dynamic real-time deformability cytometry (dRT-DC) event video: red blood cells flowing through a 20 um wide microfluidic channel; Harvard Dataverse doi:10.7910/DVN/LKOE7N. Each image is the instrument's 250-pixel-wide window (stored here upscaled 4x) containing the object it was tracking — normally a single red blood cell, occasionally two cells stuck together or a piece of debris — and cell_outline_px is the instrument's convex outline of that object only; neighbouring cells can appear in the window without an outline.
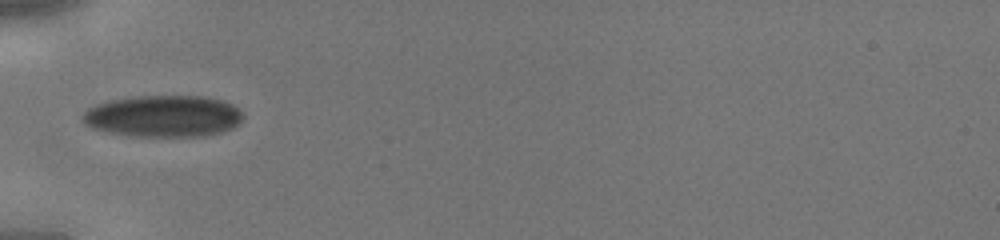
{"species": "human", "species_latin": "Homo sapiens", "temperature_condition": "cold", "stored_images_in_passage": 29, "camera_frame_rate_fps": 3000, "um_per_image_px": 0.085, "donor": {"sex": "male"}, "frame": {"image": 1, "passage_image": 1, "time_ms": 0.0, "image_size_px": [1000, 240], "cell_outline_px": [[244, 116], [232, 128], [220, 132], [204, 136], [128, 136], [108, 132], [92, 128], [84, 124], [80, 120], [80, 116], [88, 108], [96, 104], [112, 100], [132, 96], [204, 96], [224, 100], [232, 104]], "centroid_in_image_um": [13.83, 9.87], "position_along_channel_um": 71.2, "area_um2": 39.13}}
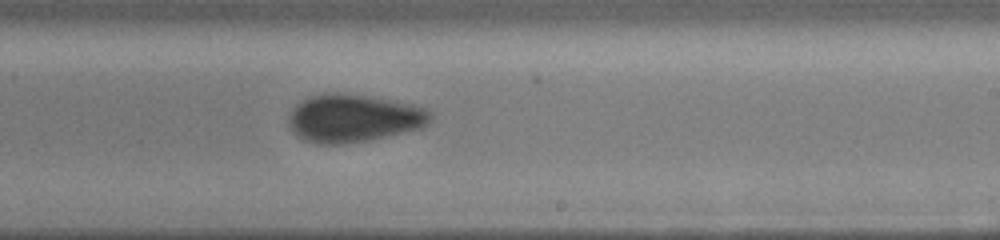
{"frame": {"image": 2, "passage_image": 13, "time_ms": 4.0, "image_size_px": [1000, 240], "cell_outline_px": [[432, 120], [428, 124], [416, 128], [384, 136], [364, 140], [340, 144], [316, 144], [304, 140], [296, 136], [292, 132], [288, 124], [288, 120], [292, 108], [296, 104], [308, 96], [328, 92], [336, 92], [392, 100], [412, 104], [428, 108], [432, 112]], "centroid_in_image_um": [30.0, 10.03], "position_along_channel_um": 259.0, "area_um2": 39.42}}
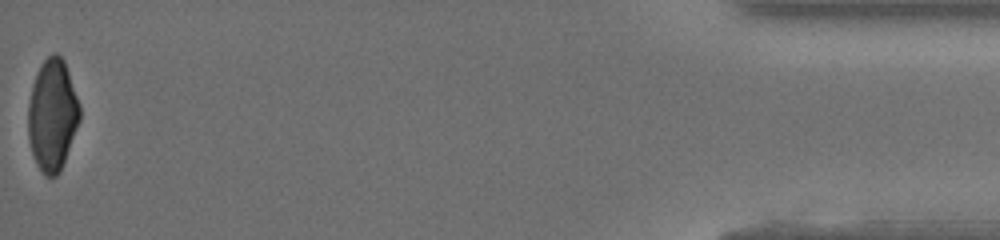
{"frame": {"image": 3, "passage_image": 29, "time_ms": 9.333, "image_size_px": [1000, 240], "cell_outline_px": [[80, 120], [60, 172], [56, 176], [44, 176], [36, 164], [28, 140], [28, 104], [32, 84], [36, 72], [40, 64], [52, 52], [56, 52], [64, 60], [80, 104]], "centroid_in_image_um": [4.44, 9.76], "position_along_channel_um": 430.8, "area_um2": 33.81}}